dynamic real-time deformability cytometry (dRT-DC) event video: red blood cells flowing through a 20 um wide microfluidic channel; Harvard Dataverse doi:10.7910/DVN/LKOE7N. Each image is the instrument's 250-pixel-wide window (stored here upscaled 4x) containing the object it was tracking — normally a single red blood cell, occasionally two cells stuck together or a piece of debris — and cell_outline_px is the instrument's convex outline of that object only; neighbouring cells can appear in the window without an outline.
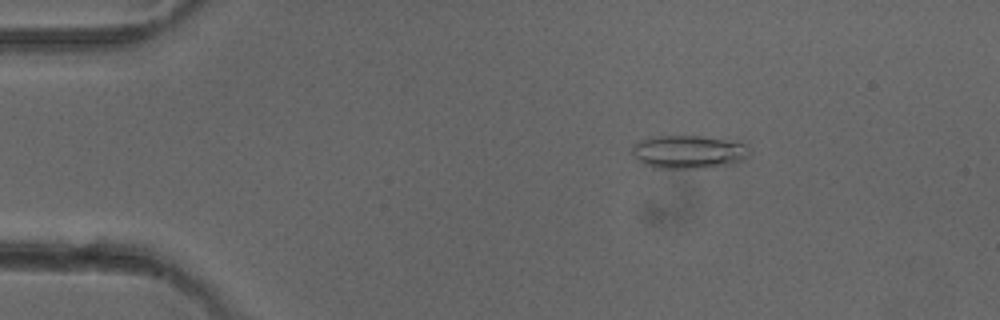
{"species": "common noctule bat (a hibernating species)", "species_latin": "Nyctalus noctula", "temperature_condition": "cold", "stored_images_in_passage": 4, "camera_frame_rate_fps": 3000, "um_per_image_px": 0.085, "animal": {"sex": "female"}, "frame": {"image": 1, "passage_image": 2, "time_ms": 1.333, "image_size_px": [1000, 320], "cell_outline_px": [[748, 156], [744, 160], [732, 164], [712, 168], [656, 168], [644, 164], [632, 152], [632, 144], [640, 140], [656, 136], [700, 136], [728, 140], [744, 144], [748, 148]], "centroid_in_image_um": [58.54, 12.92], "position_along_channel_um": 26.5, "area_um2": 22.72}}